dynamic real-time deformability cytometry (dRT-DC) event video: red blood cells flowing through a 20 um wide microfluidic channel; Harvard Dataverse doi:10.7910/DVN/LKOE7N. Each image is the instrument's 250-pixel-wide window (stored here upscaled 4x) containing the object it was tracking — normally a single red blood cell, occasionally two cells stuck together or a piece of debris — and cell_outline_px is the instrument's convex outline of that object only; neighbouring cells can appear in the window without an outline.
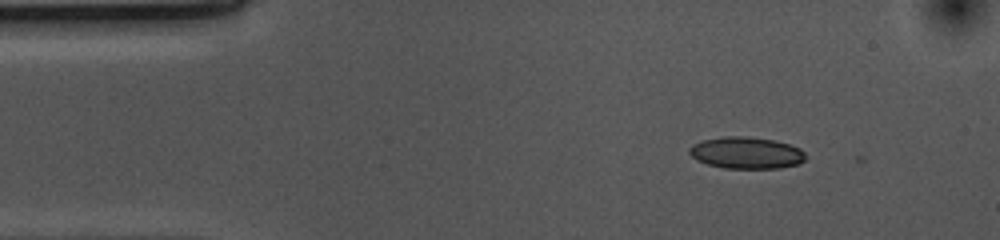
{"species": "common noctule bat (a hibernating species)", "species_latin": "Nyctalus noctula", "temperature_condition": "cold", "stored_images_in_passage": 2, "camera_frame_rate_fps": 3000, "um_per_image_px": 0.085, "animal": {"sex": "female", "body_mass_g": 10.0, "forearm_length_mm": 53.1}, "frame": {"image": 1, "passage_image": 1, "time_ms": 0.0, "image_size_px": [1000, 240], "cell_outline_px": [[804, 160], [800, 164], [780, 168], [724, 168], [708, 164], [696, 160], [688, 152], [688, 148], [692, 144], [704, 140], [724, 136], [748, 136], [776, 140], [800, 148], [804, 152]], "centroid_in_image_um": [63.43, 12.98], "position_along_channel_um": 21.6, "area_um2": 21.62}}